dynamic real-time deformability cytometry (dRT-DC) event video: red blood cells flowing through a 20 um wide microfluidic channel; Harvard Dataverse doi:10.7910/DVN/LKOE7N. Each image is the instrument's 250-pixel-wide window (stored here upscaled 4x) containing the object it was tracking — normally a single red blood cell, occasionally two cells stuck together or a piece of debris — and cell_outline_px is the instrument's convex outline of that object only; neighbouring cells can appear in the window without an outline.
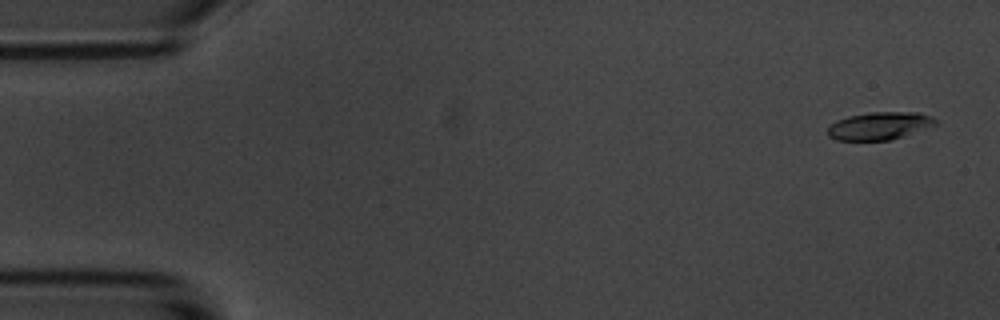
{"species": "common noctule bat (a hibernating species)", "species_latin": "Nyctalus noctula", "temperature_condition": "room temperature", "stored_images_in_passage": 4, "camera_frame_rate_fps": 3000, "um_per_image_px": 0.085, "animal": {"sex": "male", "body_mass_g": 20.1, "forearm_length_mm": 53.5}, "frame": {"image": 1, "passage_image": 1, "time_ms": 0.0, "image_size_px": [1000, 320], "cell_outline_px": [[936, 124], [904, 136], [892, 140], [836, 140], [828, 136], [828, 124], [836, 120], [848, 116], [868, 112], [916, 112], [932, 116], [936, 120]], "centroid_in_image_um": [74.71, 10.69], "position_along_channel_um": 10.3, "area_um2": 17.46}}